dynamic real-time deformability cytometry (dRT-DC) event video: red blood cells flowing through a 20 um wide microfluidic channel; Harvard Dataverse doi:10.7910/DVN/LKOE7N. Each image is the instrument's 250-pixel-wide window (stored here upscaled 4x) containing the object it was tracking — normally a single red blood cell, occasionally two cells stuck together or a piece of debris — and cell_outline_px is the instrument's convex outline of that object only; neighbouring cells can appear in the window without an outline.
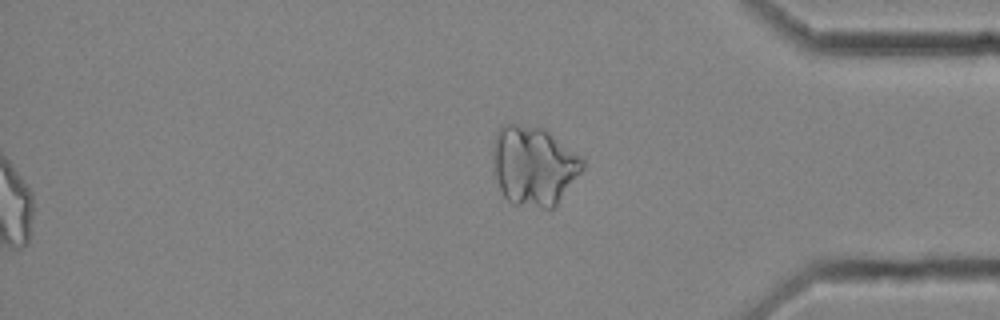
{"species": "common noctule bat (a hibernating species)", "species_latin": "Nyctalus noctula", "temperature_condition": "cold", "stored_images_in_passage": 52, "segment_of_instrument_passage": [2, 2], "camera_frame_rate_fps": 3000, "um_per_image_px": 0.085, "animal": {"sex": "female", "body_mass_g": 25.1}, "frame": {"image": 1, "passage_image": 52, "time_ms": 17.0, "image_size_px": [1000, 320], "cell_outline_px": [[584, 168], [556, 208], [544, 208], [512, 204], [504, 196], [492, 176], [492, 148], [500, 124], [512, 124], [544, 128], [580, 156], [584, 160]], "centroid_in_image_um": [45.34, 14.12], "position_along_channel_um": 389.9, "area_um2": 42.14}}